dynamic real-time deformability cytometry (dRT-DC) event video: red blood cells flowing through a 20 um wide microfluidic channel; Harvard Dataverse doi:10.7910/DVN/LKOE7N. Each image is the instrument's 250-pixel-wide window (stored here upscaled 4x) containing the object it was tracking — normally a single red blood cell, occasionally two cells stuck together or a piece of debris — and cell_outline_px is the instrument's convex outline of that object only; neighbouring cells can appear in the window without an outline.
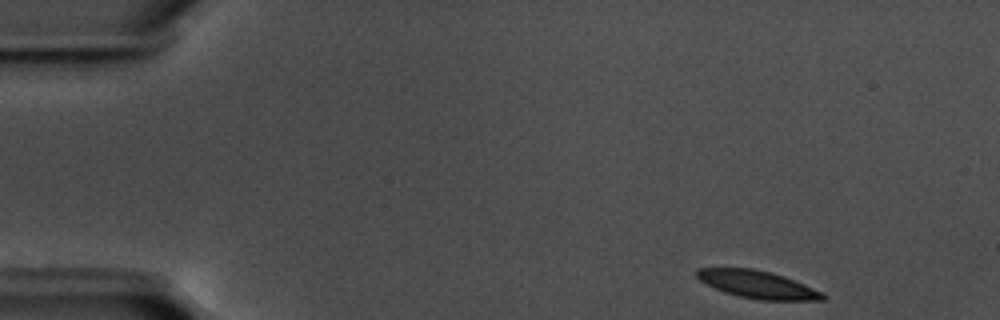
{"species": "common noctule bat (a hibernating species)", "species_latin": "Nyctalus noctula", "temperature_condition": "warm", "stored_images_in_passage": 52, "camera_frame_rate_fps": 3000, "um_per_image_px": 0.085, "animal": {"sex": "male", "body_mass_g": 17.5, "forearm_length_mm": 52.3}, "frame": {"image": 1, "passage_image": 1, "time_ms": 0.0, "image_size_px": [1000, 320], "cell_outline_px": [[828, 296], [824, 300], [760, 300], [740, 296], [724, 292], [700, 280], [696, 276], [696, 268], [752, 268], [772, 272], [784, 276], [824, 292]], "centroid_in_image_um": [64.44, 24.18], "position_along_channel_um": 20.6, "area_um2": 20.23}}
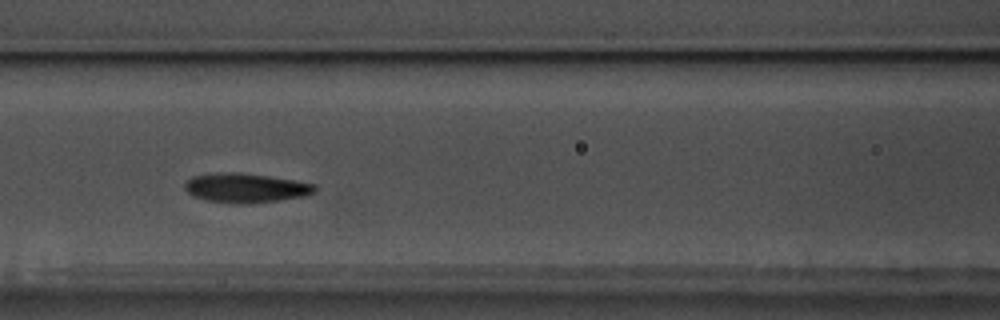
{"frame": {"image": 2, "passage_image": 20, "time_ms": 6.333, "image_size_px": [1000, 320], "cell_outline_px": [[316, 192], [304, 196], [280, 200], [248, 204], [232, 204], [204, 200], [192, 196], [184, 188], [184, 184], [192, 176], [216, 172], [240, 172], [296, 180], [316, 184]], "centroid_in_image_um": [20.87, 15.98], "position_along_channel_um": 145.7, "area_um2": 22.66}}
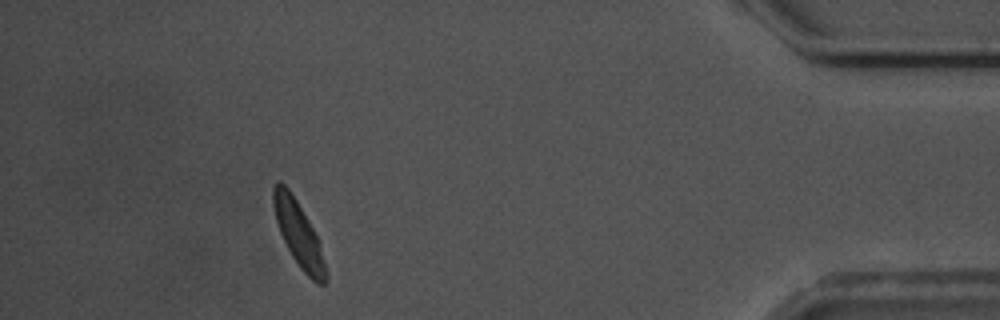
{"frame": {"image": 3, "passage_image": 47, "time_ms": 15.333, "image_size_px": [1000, 320], "cell_outline_px": [[328, 272], [324, 284], [316, 284], [300, 268], [292, 256], [280, 232], [276, 220], [272, 204], [272, 188], [276, 180], [280, 180], [288, 188], [296, 200], [312, 228], [320, 244]], "centroid_in_image_um": [25.36, 19.88], "position_along_channel_um": 409.8, "area_um2": 19.65}, "authors_computed_cell_mechanics": {"area_um2": 20.6346, "velocity_mm_per_s": 3.5279, "shape_relaxation_time_tau1_ms": 3.5061, "shape_relaxation_time_tau2_ms": 4.226, "deformation_change_tau1": 0.1271, "deformation_change_tau2": 0.1064}}